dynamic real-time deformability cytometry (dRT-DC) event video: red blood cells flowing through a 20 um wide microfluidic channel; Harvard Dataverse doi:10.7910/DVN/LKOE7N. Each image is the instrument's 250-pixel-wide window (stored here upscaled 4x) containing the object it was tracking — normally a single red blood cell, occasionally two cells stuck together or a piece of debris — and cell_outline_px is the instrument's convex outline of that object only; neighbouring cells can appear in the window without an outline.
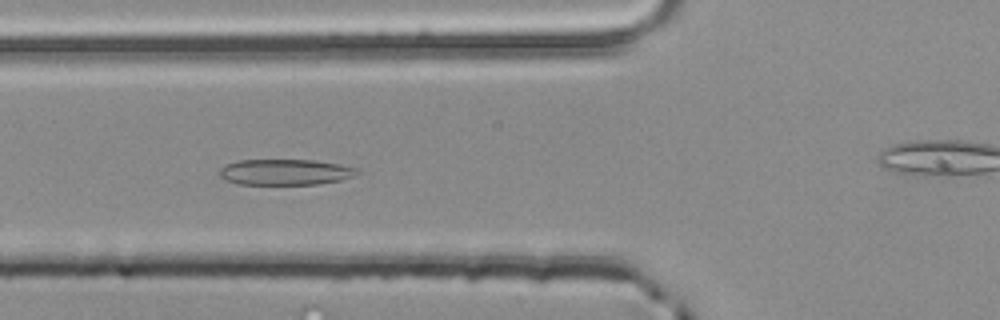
{"species": "common noctule bat (a hibernating species)", "species_latin": "Nyctalus noctula", "temperature_condition": "room temperature", "stored_images_in_passage": 48, "camera_frame_rate_fps": 3000, "um_per_image_px": 0.085, "animal": {"sex": "male", "body_mass_g": 20.4}, "frame": {"image": 1, "passage_image": 14, "time_ms": 4.333, "image_size_px": [1000, 320], "cell_outline_px": [[360, 172], [352, 176], [340, 180], [316, 184], [240, 184], [224, 180], [220, 176], [220, 168], [236, 160], [312, 160], [340, 164], [356, 168]], "centroid_in_image_um": [24.22, 14.62], "position_along_channel_um": 101.6, "area_um2": 20.58}}
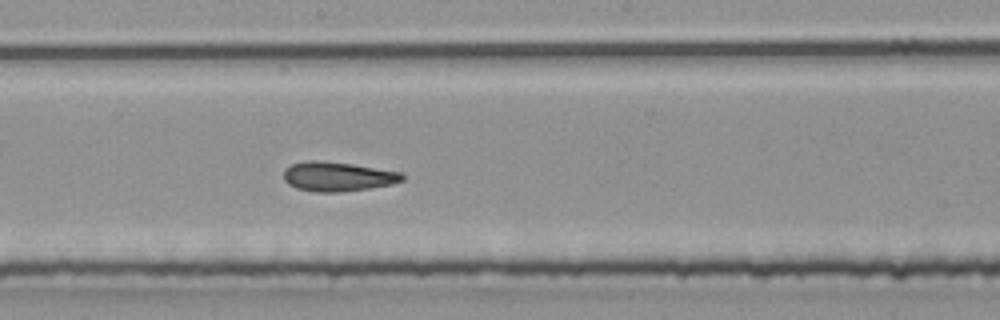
{"frame": {"image": 2, "passage_image": 23, "time_ms": 7.333, "image_size_px": [1000, 320], "cell_outline_px": [[404, 180], [392, 184], [368, 188], [340, 192], [316, 192], [296, 188], [288, 184], [284, 180], [284, 168], [292, 164], [308, 160], [316, 160], [352, 164], [400, 172], [404, 176]], "centroid_in_image_um": [28.67, 15.01], "position_along_channel_um": 219.5, "area_um2": 20.23}}
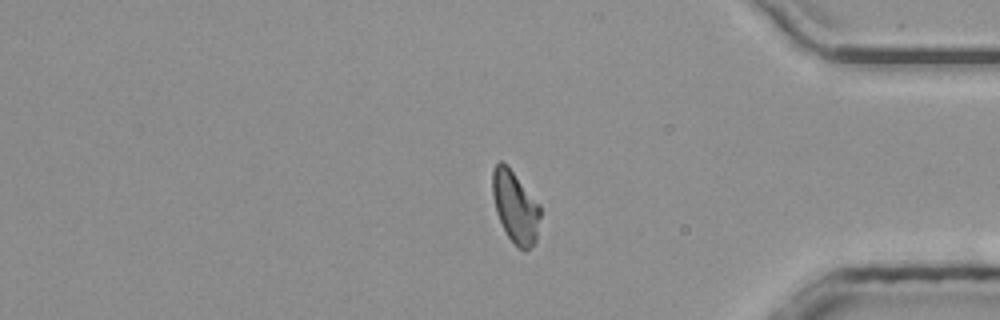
{"frame": {"image": 3, "passage_image": 38, "time_ms": 12.333, "image_size_px": [1000, 320], "cell_outline_px": [[540, 216], [536, 240], [524, 252], [508, 236], [496, 212], [492, 196], [492, 168], [500, 160], [508, 164], [540, 204]], "centroid_in_image_um": [43.79, 17.51], "position_along_channel_um": 391.4, "area_um2": 20.06}, "authors_computed_cell_mechanics": {"area_um2": 20.23, "velocity_mm_per_s": 3.9149, "shape_relaxation_time_tau1_ms": 6.6221, "shape_relaxation_time_tau2_ms": 1.3816, "deformation_change_tau1": 0.173, "deformation_change_tau2": 0.0846}}